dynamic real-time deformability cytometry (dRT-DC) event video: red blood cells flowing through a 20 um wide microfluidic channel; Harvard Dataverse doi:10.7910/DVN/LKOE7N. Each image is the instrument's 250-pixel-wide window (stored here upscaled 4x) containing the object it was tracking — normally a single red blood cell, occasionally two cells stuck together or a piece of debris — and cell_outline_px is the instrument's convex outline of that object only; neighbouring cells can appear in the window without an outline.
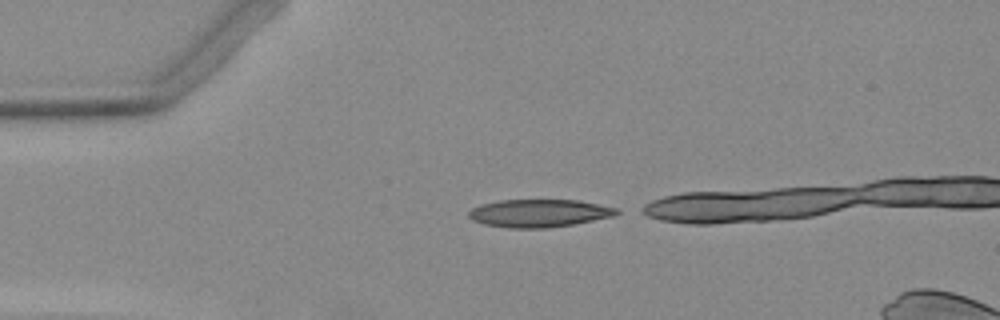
{"species": "Egyptian fruit bat (a non-hibernating species)", "species_latin": "Rousettus aegyptiacus", "temperature_condition": "warm", "stored_images_in_passage": 9, "camera_frame_rate_fps": 3000, "um_per_image_px": 0.085, "animal": {"sex": "female"}, "frame": {"image": 1, "passage_image": 1, "time_ms": 0.0, "image_size_px": [1000, 320], "cell_outline_px": [[624, 212], [616, 216], [572, 224], [548, 228], [508, 228], [484, 224], [472, 220], [468, 216], [468, 212], [472, 208], [480, 204], [500, 200], [580, 200], [620, 208]], "centroid_in_image_um": [45.89, 18.11], "position_along_channel_um": 39.1, "area_um2": 24.33}}
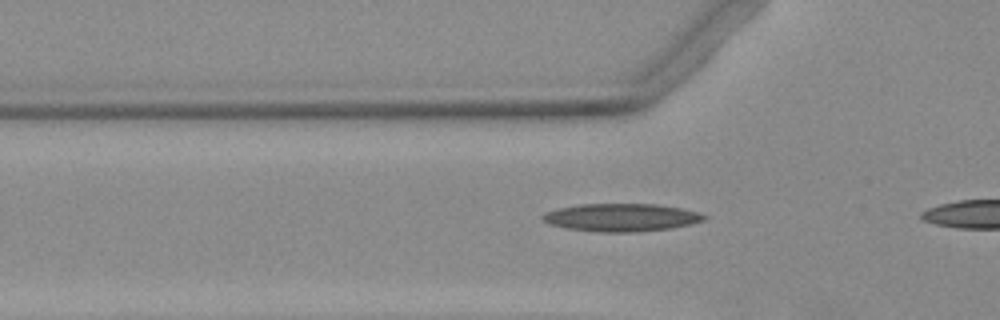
{"frame": {"image": 2, "passage_image": 6, "time_ms": 1.667, "image_size_px": [1000, 320], "cell_outline_px": [[708, 216], [704, 220], [688, 224], [668, 228], [640, 232], [600, 232], [568, 228], [552, 224], [544, 220], [540, 216], [544, 212], [560, 208], [580, 204], [656, 204], [680, 208], [696, 212]], "centroid_in_image_um": [52.8, 18.48], "position_along_channel_um": 73.0, "area_um2": 25.84}}